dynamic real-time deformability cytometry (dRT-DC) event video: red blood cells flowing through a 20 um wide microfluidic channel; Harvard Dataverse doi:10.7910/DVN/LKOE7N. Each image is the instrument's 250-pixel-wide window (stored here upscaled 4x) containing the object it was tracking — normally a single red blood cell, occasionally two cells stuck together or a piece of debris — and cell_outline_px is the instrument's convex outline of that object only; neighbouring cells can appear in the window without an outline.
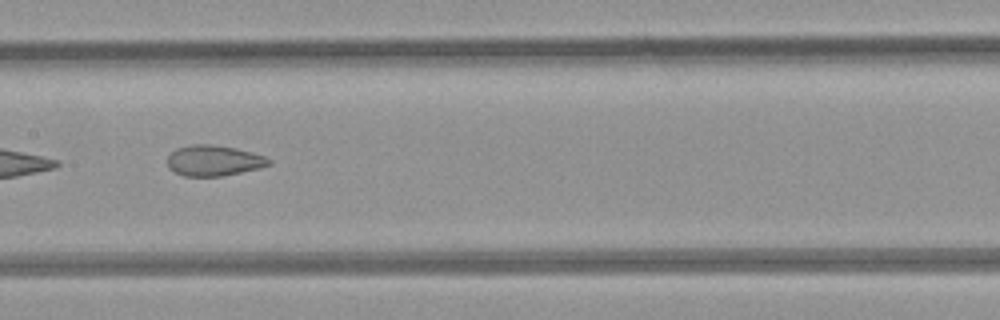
{"species": "common noctule bat (a hibernating species)", "species_latin": "Nyctalus noctula", "temperature_condition": "room temperature", "stored_images_in_passage": 5, "camera_frame_rate_fps": 3000, "um_per_image_px": 0.085, "animal": {"sex": "female", "body_mass_g": 21.9}, "frame": {"image": 1, "passage_image": 5, "time_ms": 4.333, "image_size_px": [1000, 320], "cell_outline_px": [[272, 164], [260, 168], [224, 176], [184, 176], [168, 168], [168, 156], [176, 148], [192, 144], [208, 144], [236, 148], [252, 152], [264, 156], [272, 160]], "centroid_in_image_um": [18.19, 13.65], "position_along_channel_um": 189.2, "area_um2": 18.21}}